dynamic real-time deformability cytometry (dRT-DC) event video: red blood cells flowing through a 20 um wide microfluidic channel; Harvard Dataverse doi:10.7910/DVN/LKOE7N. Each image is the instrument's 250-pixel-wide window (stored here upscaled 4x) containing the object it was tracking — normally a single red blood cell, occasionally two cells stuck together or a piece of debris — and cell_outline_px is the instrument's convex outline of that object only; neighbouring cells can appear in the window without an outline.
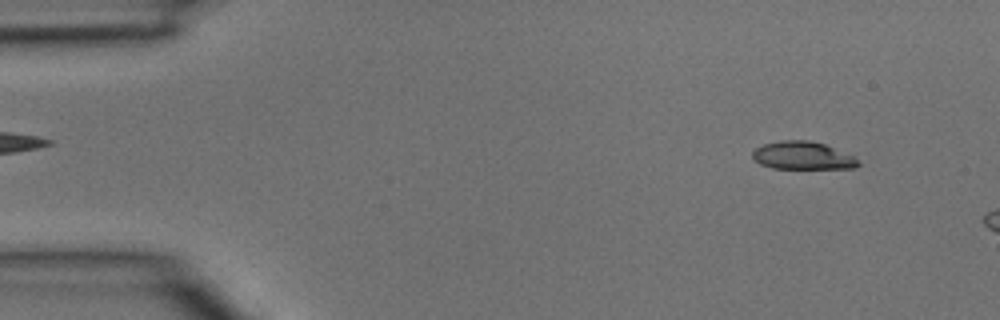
{"species": "common noctule bat (a hibernating species)", "species_latin": "Nyctalus noctula", "temperature_condition": "room temperature", "stored_images_in_passage": 3, "camera_frame_rate_fps": 3000, "um_per_image_px": 0.085, "animal": {"sex": "male", "body_mass_g": 15.6}, "frame": {"image": 1, "passage_image": 1, "time_ms": 0.0, "image_size_px": [1000, 320], "cell_outline_px": [[860, 164], [856, 168], [772, 168], [760, 164], [752, 156], [752, 152], [756, 148], [764, 144], [784, 140], [808, 140], [824, 144], [852, 156]], "centroid_in_image_um": [68.19, 13.23], "position_along_channel_um": 16.8, "area_um2": 16.82}}